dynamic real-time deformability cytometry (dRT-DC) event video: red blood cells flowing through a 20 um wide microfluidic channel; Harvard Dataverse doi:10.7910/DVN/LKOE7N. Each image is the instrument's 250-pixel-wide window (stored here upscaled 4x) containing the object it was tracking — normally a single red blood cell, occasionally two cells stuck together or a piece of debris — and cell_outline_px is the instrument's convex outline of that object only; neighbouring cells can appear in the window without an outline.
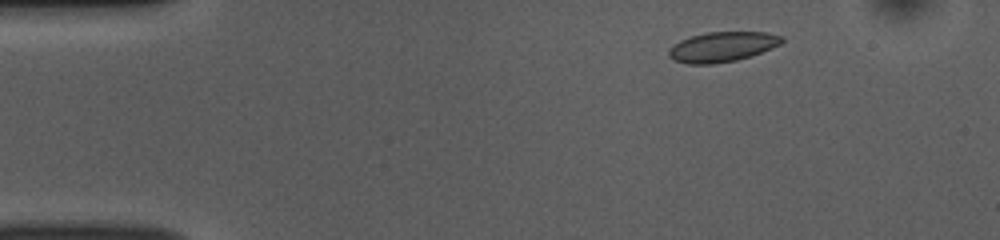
{"species": "common noctule bat (a hibernating species)", "species_latin": "Nyctalus noctula", "temperature_condition": "room temperature", "stored_images_in_passage": 45, "camera_frame_rate_fps": 3000, "um_per_image_px": 0.085, "animal": {"sex": "female", "body_mass_g": 10.0, "forearm_length_mm": 53.1}, "frame": {"image": 1, "passage_image": 1, "time_ms": 0.0, "image_size_px": [1000, 240], "cell_outline_px": [[784, 40], [780, 44], [772, 48], [752, 56], [736, 60], [712, 64], [688, 64], [672, 60], [668, 56], [668, 48], [672, 44], [680, 40], [692, 36], [708, 32], [764, 32], [784, 36]], "centroid_in_image_um": [61.37, 3.98], "position_along_channel_um": 23.6, "area_um2": 19.94}}
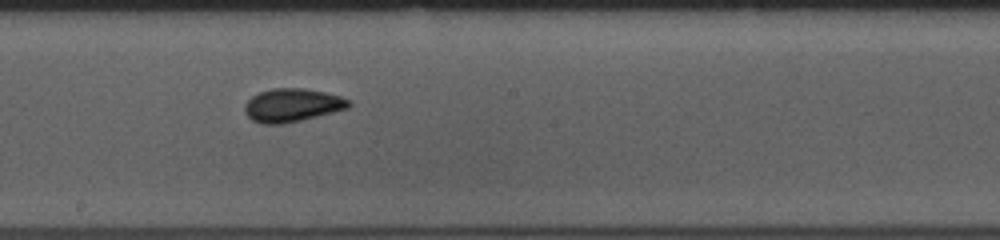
{"frame": {"image": 2, "passage_image": 22, "time_ms": 7.0, "image_size_px": [1000, 240], "cell_outline_px": [[352, 104], [348, 108], [284, 124], [260, 124], [252, 120], [244, 112], [244, 104], [252, 96], [260, 92], [272, 88], [304, 88], [324, 92], [340, 96], [352, 100]], "centroid_in_image_um": [24.82, 8.94], "position_along_channel_um": 223.4, "area_um2": 20.23}}
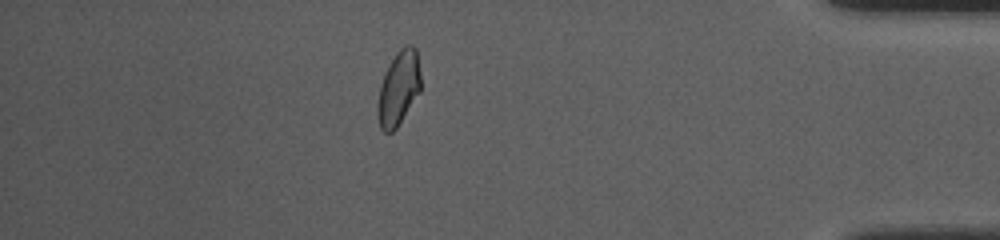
{"frame": {"image": 3, "passage_image": 39, "time_ms": 12.667, "image_size_px": [1000, 240], "cell_outline_px": [[420, 92], [396, 128], [392, 132], [384, 132], [380, 128], [376, 116], [376, 108], [380, 84], [396, 52], [400, 48], [408, 44], [416, 48], [420, 72]], "centroid_in_image_um": [33.86, 7.53], "position_along_channel_um": 401.3, "area_um2": 18.61}, "authors_computed_cell_mechanics": {"area_um2": 19.652, "velocity_mm_per_s": 3.8474, "shape_relaxation_time_tau1_ms": 3.5718, "shape_relaxation_time_tau2_ms": 0.7732, "deformation_change_tau1": 0.0996, "deformation_change_tau2": 0.0402}}